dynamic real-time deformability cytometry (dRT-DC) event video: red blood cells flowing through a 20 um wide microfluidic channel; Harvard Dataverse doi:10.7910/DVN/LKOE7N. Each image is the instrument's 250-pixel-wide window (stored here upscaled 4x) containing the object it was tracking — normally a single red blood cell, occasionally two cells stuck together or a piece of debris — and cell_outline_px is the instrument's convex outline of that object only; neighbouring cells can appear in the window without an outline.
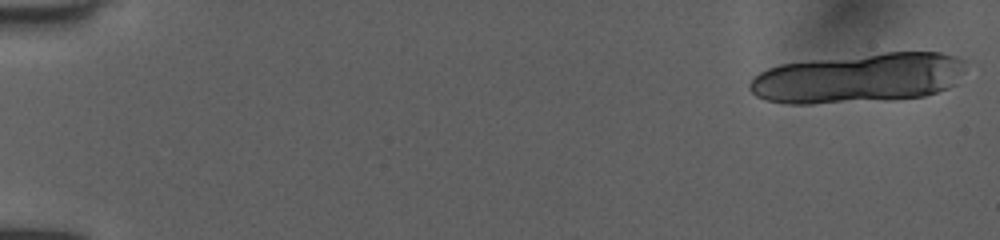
{"species": "human", "species_latin": "Homo sapiens", "temperature_condition": "room temperature", "stored_images_in_passage": 19, "camera_frame_rate_fps": 3000, "um_per_image_px": 0.085, "donor": {"sex": "female"}, "frame": {"image": 1, "passage_image": 1, "time_ms": 0.0, "image_size_px": [1000, 240], "cell_outline_px": [[964, 72], [960, 84], [924, 96], [896, 100], [808, 104], [788, 104], [764, 100], [756, 96], [748, 88], [748, 84], [760, 72], [768, 68], [780, 64], [812, 60], [884, 52], [940, 52], [956, 56], [964, 60]], "centroid_in_image_um": [73.03, 6.65], "position_along_channel_um": 12.0, "area_um2": 63.41}}